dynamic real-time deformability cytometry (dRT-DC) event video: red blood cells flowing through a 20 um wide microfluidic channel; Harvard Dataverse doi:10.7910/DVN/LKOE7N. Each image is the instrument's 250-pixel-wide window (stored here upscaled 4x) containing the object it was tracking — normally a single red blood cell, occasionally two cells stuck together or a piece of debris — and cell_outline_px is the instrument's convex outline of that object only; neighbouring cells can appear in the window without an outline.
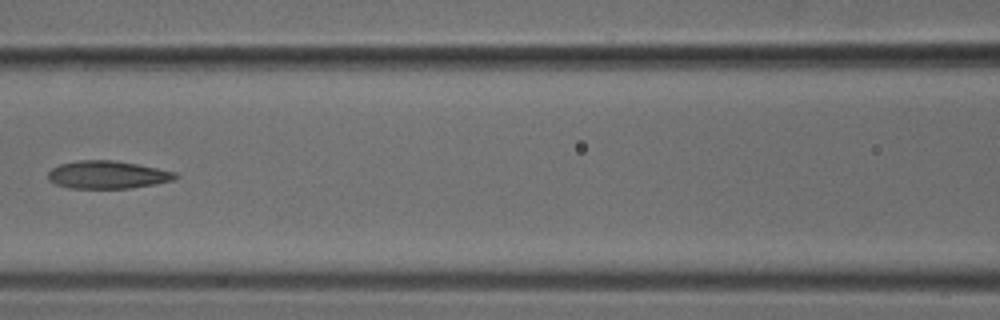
{"species": "common noctule bat (a hibernating species)", "species_latin": "Nyctalus noctula", "temperature_condition": "cold", "stored_images_in_passage": 7, "camera_frame_rate_fps": 3000, "um_per_image_px": 0.085, "animal": {"sex": "male", "body_mass_g": 18.8}, "frame": {"image": 1, "passage_image": 6, "time_ms": 1.667, "image_size_px": [1000, 320], "cell_outline_px": [[180, 176], [172, 180], [152, 184], [128, 188], [68, 188], [56, 184], [48, 180], [48, 172], [52, 168], [60, 164], [76, 160], [116, 160], [176, 172]], "centroid_in_image_um": [9.1, 14.84], "position_along_channel_um": 157.5, "area_um2": 20.52}}
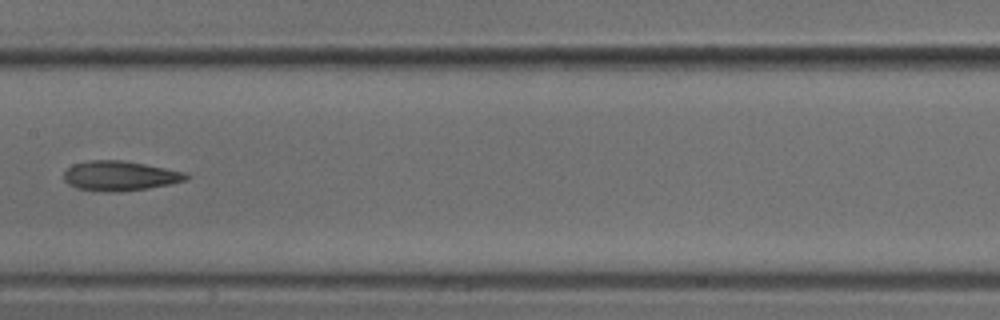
{"frame": {"image": 2, "passage_image": 7, "time_ms": 2.0, "image_size_px": [1000, 320], "cell_outline_px": [[188, 176], [184, 180], [168, 184], [148, 188], [120, 192], [76, 188], [68, 184], [64, 180], [64, 172], [72, 164], [88, 160], [120, 160], [144, 164], [184, 172]], "centroid_in_image_um": [10.13, 14.94], "position_along_channel_um": 197.3, "area_um2": 20.81}}